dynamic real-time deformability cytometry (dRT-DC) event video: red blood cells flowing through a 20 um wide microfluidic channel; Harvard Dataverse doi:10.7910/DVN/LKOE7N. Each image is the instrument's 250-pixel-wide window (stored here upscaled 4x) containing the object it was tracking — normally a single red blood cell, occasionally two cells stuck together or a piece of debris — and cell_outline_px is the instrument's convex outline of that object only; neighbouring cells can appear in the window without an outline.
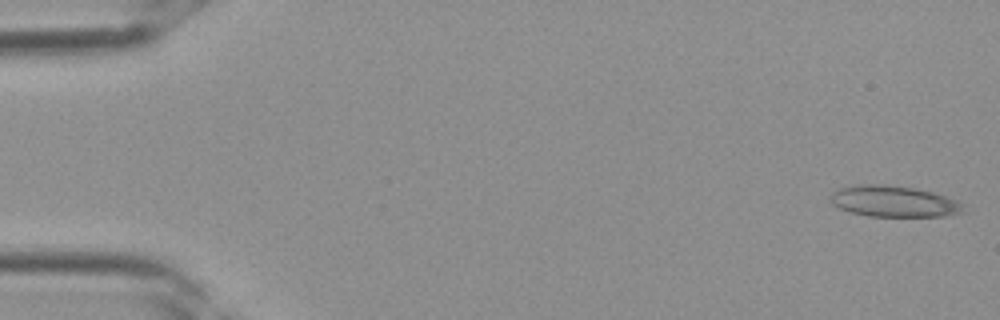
{"species": "Egyptian fruit bat (a non-hibernating species)", "species_latin": "Rousettus aegyptiacus", "temperature_condition": "room temperature", "stored_images_in_passage": 36, "camera_frame_rate_fps": 3000, "um_per_image_px": 0.085, "frame": {"image": 1, "passage_image": 1, "time_ms": 0.0, "image_size_px": [1000, 320], "cell_outline_px": [[964, 212], [944, 216], [868, 216], [852, 212], [840, 208], [832, 204], [832, 192], [840, 188], [856, 184], [884, 184], [916, 188], [932, 192], [956, 200], [960, 204]], "centroid_in_image_um": [75.95, 17.11], "position_along_channel_um": 9.1, "area_um2": 23.87}}
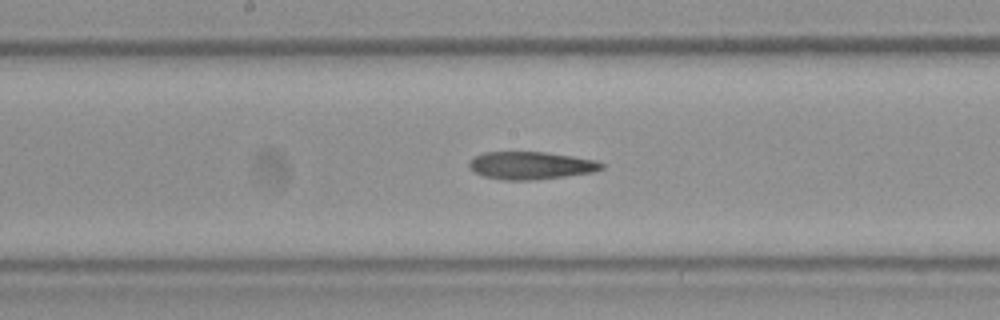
{"frame": {"image": 2, "passage_image": 19, "time_ms": 6.0, "image_size_px": [1000, 320], "cell_outline_px": [[604, 168], [592, 172], [564, 176], [532, 180], [504, 180], [484, 176], [472, 172], [468, 168], [468, 160], [484, 152], [544, 152], [572, 156], [596, 160], [604, 164]], "centroid_in_image_um": [45.07, 14.06], "position_along_channel_um": 203.1, "area_um2": 21.39}}
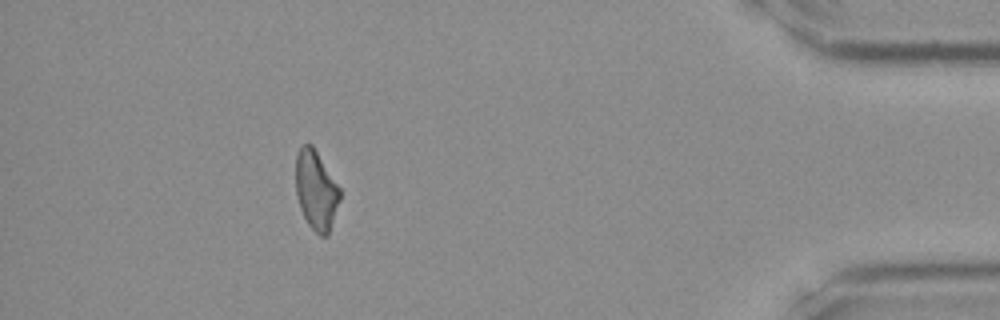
{"frame": {"image": 3, "passage_image": 33, "time_ms": 10.667, "image_size_px": [1000, 320], "cell_outline_px": [[340, 200], [328, 236], [320, 236], [308, 224], [300, 208], [296, 192], [296, 156], [300, 148], [304, 144], [312, 144], [340, 188]], "centroid_in_image_um": [26.87, 16.18], "position_along_channel_um": 408.3, "area_um2": 20.23}}